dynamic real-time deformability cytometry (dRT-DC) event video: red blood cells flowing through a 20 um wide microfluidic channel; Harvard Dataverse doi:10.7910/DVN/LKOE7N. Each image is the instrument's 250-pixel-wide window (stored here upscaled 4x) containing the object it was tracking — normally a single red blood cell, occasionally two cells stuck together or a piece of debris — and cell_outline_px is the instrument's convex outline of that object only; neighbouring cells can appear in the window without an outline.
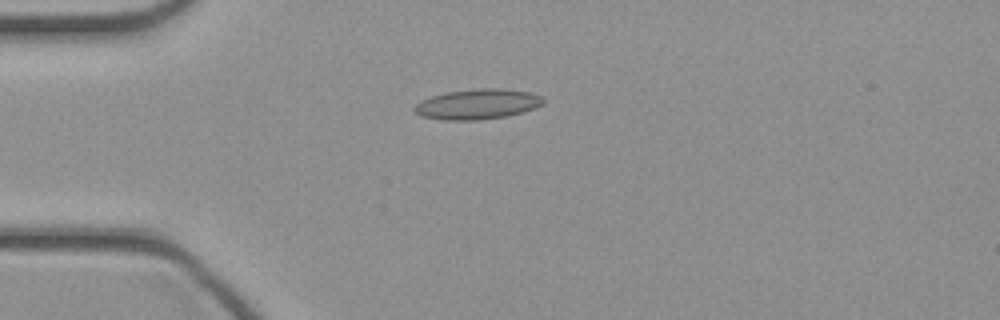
{"species": "common noctule bat (a hibernating species)", "species_latin": "Nyctalus noctula", "temperature_condition": "cold", "stored_images_in_passage": 46, "camera_frame_rate_fps": 3000, "um_per_image_px": 0.085, "animal": {"sex": "female", "body_mass_g": 21.9}, "frame": {"image": 1, "passage_image": 12, "time_ms": 3.667, "image_size_px": [1000, 320], "cell_outline_px": [[544, 104], [536, 108], [508, 116], [480, 120], [444, 120], [420, 116], [412, 108], [420, 100], [432, 96], [448, 92], [480, 88], [500, 88], [532, 92], [544, 96]], "centroid_in_image_um": [40.63, 8.85], "position_along_channel_um": 44.4, "area_um2": 22.95}}
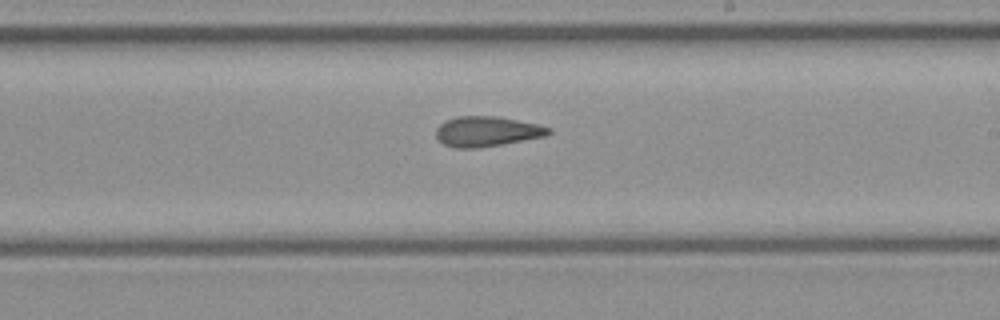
{"frame": {"image": 2, "passage_image": 27, "time_ms": 8.667, "image_size_px": [1000, 320], "cell_outline_px": [[552, 132], [548, 136], [476, 148], [456, 148], [444, 144], [436, 136], [436, 128], [444, 120], [456, 116], [500, 116], [540, 124], [552, 128]], "centroid_in_image_um": [41.42, 11.15], "position_along_channel_um": 247.6, "area_um2": 20.0}}
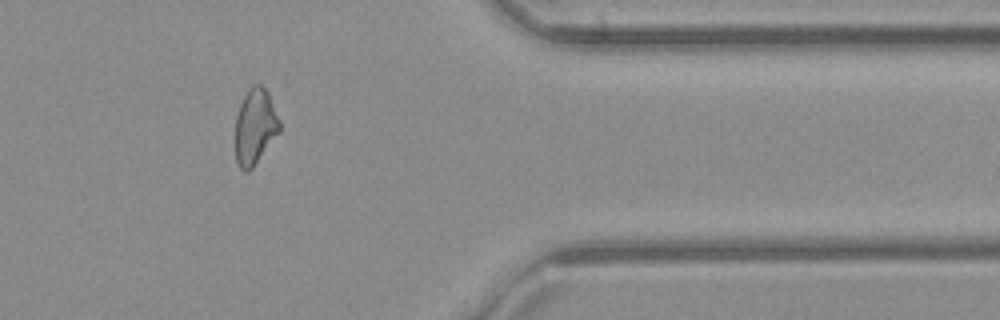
{"frame": {"image": 3, "passage_image": 38, "time_ms": 12.333, "image_size_px": [1000, 320], "cell_outline_px": [[280, 132], [252, 168], [248, 172], [244, 172], [240, 168], [236, 160], [236, 116], [240, 104], [244, 96], [252, 84], [260, 84], [268, 92], [280, 120]], "centroid_in_image_um": [21.69, 10.76], "position_along_channel_um": 389.7, "area_um2": 19.48}}